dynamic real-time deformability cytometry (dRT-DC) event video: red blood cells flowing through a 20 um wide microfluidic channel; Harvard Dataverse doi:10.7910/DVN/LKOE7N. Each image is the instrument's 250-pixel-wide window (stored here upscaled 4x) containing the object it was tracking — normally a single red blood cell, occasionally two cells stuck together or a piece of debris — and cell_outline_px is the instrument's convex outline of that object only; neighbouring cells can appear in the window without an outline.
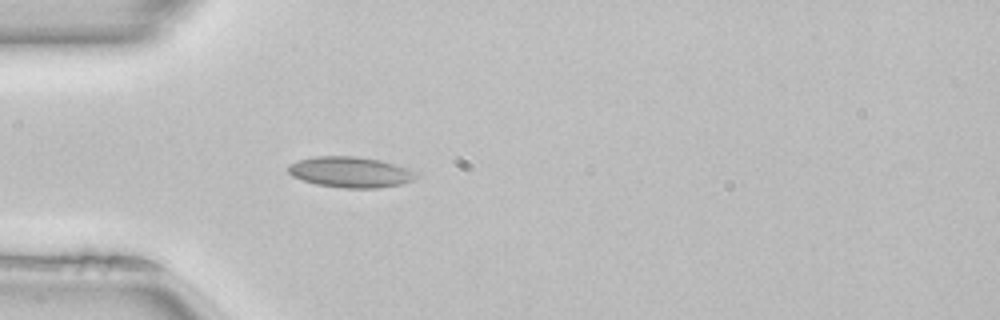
{"species": "common noctule bat (a hibernating species)", "species_latin": "Nyctalus noctula", "temperature_condition": "room temperature", "stored_images_in_passage": 37, "camera_frame_rate_fps": 3000, "um_per_image_px": 0.085, "animal": {"sex": "female", "body_mass_g": 22.7, "forearm_length_mm": 54.2}, "frame": {"image": 1, "passage_image": 1, "time_ms": 0.0, "image_size_px": [1000, 320], "cell_outline_px": [[416, 176], [412, 180], [400, 184], [376, 188], [344, 188], [316, 184], [292, 176], [288, 172], [288, 164], [300, 160], [316, 156], [356, 156], [380, 160], [404, 168], [412, 172]], "centroid_in_image_um": [29.71, 14.63], "position_along_channel_um": 55.3, "area_um2": 22.43}, "authors_computed_cell_mechanics": {"area_um2": 21.0392, "velocity_mm_per_s": 3.9848, "shape_relaxation_time_tau1_ms": null, "shape_relaxation_time_tau2_ms": 1.4487, "deformation_change_tau1": null, "deformation_change_tau2": 0.0656}}